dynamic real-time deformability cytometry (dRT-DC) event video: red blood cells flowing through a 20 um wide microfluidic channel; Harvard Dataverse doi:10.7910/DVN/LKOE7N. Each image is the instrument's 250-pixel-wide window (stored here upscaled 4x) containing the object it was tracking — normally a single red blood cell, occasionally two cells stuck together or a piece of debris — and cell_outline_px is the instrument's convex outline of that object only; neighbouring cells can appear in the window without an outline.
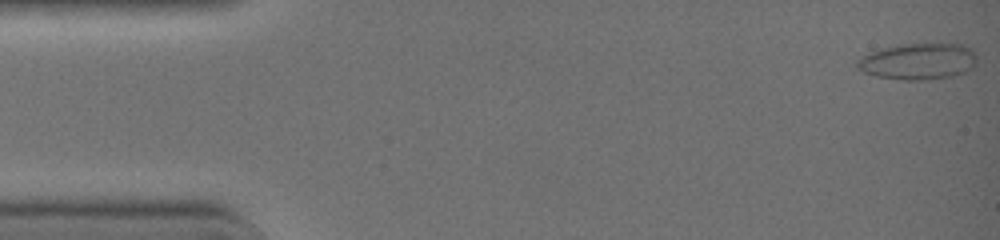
{"species": "common noctule bat (a hibernating species)", "species_latin": "Nyctalus noctula", "temperature_condition": "warm", "stored_images_in_passage": 37, "camera_frame_rate_fps": 3000, "um_per_image_px": 0.085, "animal": {"sex": "female", "body_mass_g": 19.0, "forearm_length_mm": 51.5}, "frame": {"image": 1, "passage_image": 1, "time_ms": 0.0, "image_size_px": [1000, 240], "cell_outline_px": [[976, 64], [972, 68], [964, 72], [948, 76], [912, 80], [904, 80], [876, 76], [864, 72], [856, 68], [852, 64], [856, 60], [868, 52], [900, 44], [964, 44], [972, 48], [976, 56]], "centroid_in_image_um": [78.0, 5.2], "position_along_channel_um": 7.0, "area_um2": 25.32}}
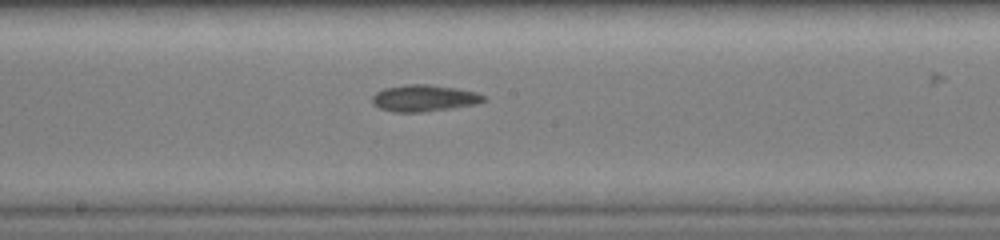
{"frame": {"image": 2, "passage_image": 24, "time_ms": 7.667, "image_size_px": [1000, 240], "cell_outline_px": [[484, 100], [472, 104], [448, 108], [420, 112], [396, 112], [380, 108], [372, 104], [372, 96], [376, 92], [384, 88], [404, 84], [428, 84], [456, 88], [476, 92], [484, 96]], "centroid_in_image_um": [35.96, 8.32], "position_along_channel_um": 212.2, "area_um2": 16.99}}
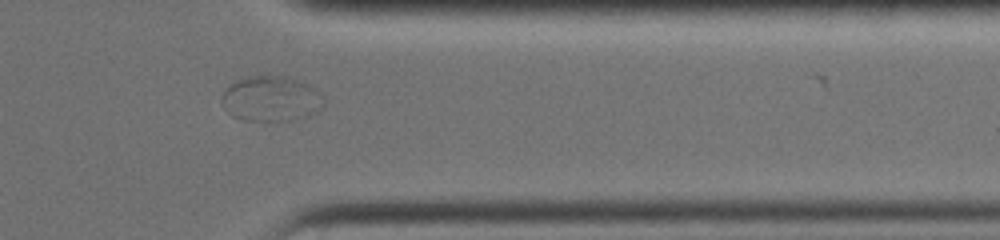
{"frame": {"image": 3, "passage_image": 36, "time_ms": 11.667, "image_size_px": [1000, 240], "cell_outline_px": [[324, 104], [316, 112], [308, 116], [288, 120], [244, 120], [232, 116], [224, 108], [224, 92], [236, 80], [248, 76], [268, 72], [300, 80], [308, 84], [324, 100]], "centroid_in_image_um": [23.04, 8.35], "position_along_channel_um": 388.4, "area_um2": 26.88}}